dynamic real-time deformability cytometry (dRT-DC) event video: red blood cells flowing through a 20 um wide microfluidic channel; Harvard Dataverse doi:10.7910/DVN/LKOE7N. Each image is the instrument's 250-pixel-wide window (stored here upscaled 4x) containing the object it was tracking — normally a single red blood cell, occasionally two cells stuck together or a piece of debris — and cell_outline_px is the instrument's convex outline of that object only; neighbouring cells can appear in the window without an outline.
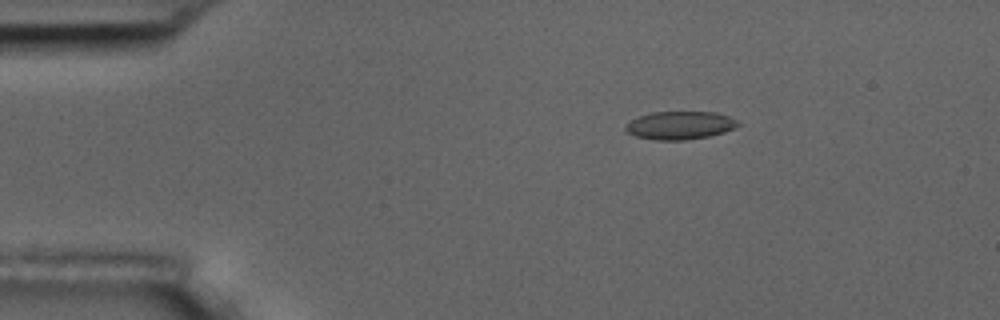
{"species": "common noctule bat (a hibernating species)", "species_latin": "Nyctalus noctula", "temperature_condition": "room temperature", "stored_images_in_passage": 5, "camera_frame_rate_fps": 3000, "um_per_image_px": 0.085, "animal": {"sex": "male", "body_mass_g": 17.5, "forearm_length_mm": 52.3}, "frame": {"image": 1, "passage_image": 3, "time_ms": 2.333, "image_size_px": [1000, 320], "cell_outline_px": [[740, 124], [724, 132], [708, 136], [684, 140], [656, 140], [636, 136], [628, 132], [624, 128], [632, 120], [640, 116], [652, 112], [716, 112], [728, 116], [736, 120]], "centroid_in_image_um": [57.8, 10.65], "position_along_channel_um": 27.2, "area_um2": 18.09}}
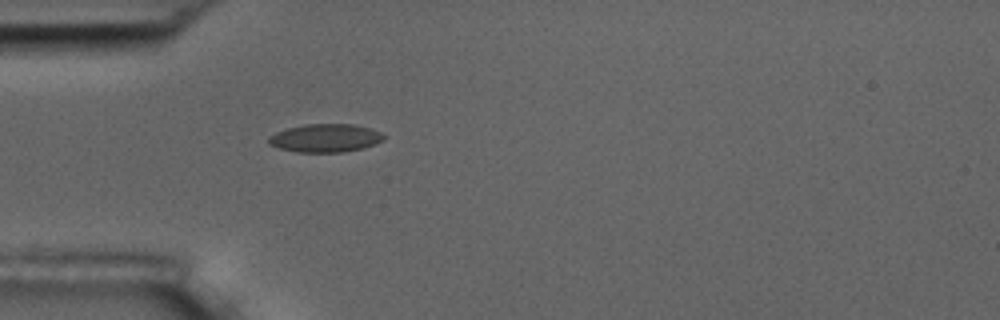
{"frame": {"image": 2, "passage_image": 5, "time_ms": 4.667, "image_size_px": [1000, 320], "cell_outline_px": [[384, 140], [364, 148], [340, 152], [296, 152], [280, 148], [268, 144], [268, 136], [276, 132], [288, 128], [304, 124], [352, 124], [372, 128], [380, 132], [384, 136]], "centroid_in_image_um": [27.65, 11.73], "position_along_channel_um": 57.4, "area_um2": 18.96}}